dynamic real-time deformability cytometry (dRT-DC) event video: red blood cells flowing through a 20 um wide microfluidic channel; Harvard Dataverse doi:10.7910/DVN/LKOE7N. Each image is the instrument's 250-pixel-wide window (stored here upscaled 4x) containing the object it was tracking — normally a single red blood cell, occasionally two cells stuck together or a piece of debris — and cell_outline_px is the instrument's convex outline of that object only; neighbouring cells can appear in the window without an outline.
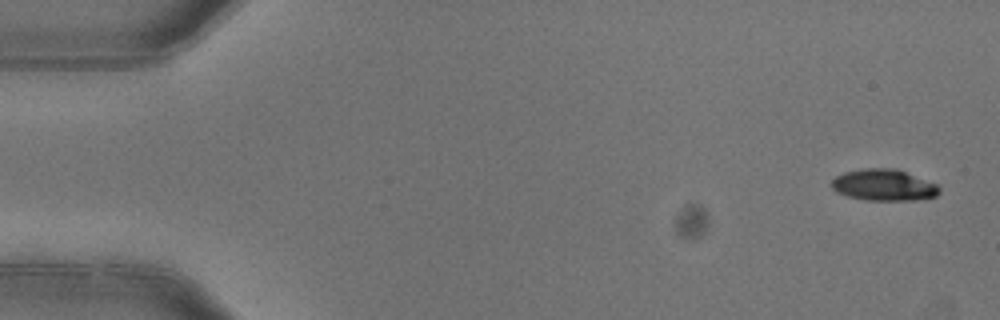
{"species": "common noctule bat (a hibernating species)", "species_latin": "Nyctalus noctula", "temperature_condition": "warm", "stored_images_in_passage": 6, "camera_frame_rate_fps": 3000, "um_per_image_px": 0.085, "animal": {"sex": "female"}, "frame": {"image": 1, "passage_image": 1, "time_ms": 0.0, "image_size_px": [1000, 320], "cell_outline_px": [[940, 192], [936, 196], [916, 200], [864, 200], [848, 196], [836, 192], [832, 188], [832, 180], [836, 176], [844, 172], [864, 168], [896, 168], [936, 184], [940, 188]], "centroid_in_image_um": [75.11, 15.73], "position_along_channel_um": 9.9, "area_um2": 19.71}}
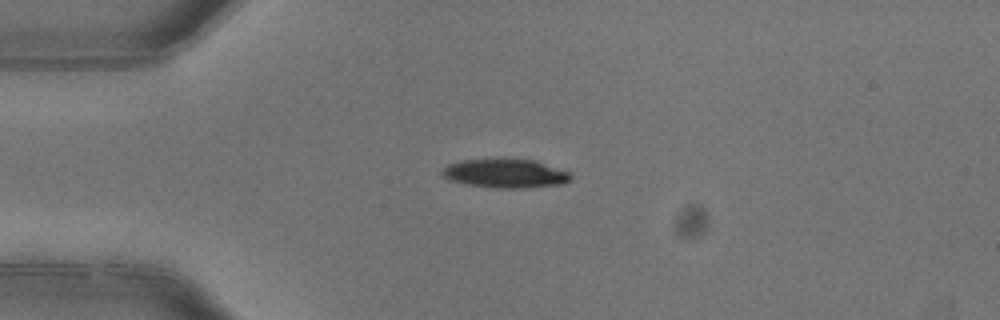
{"frame": {"image": 2, "passage_image": 4, "time_ms": 1.0, "image_size_px": [1000, 320], "cell_outline_px": [[572, 180], [564, 184], [524, 188], [496, 188], [468, 184], [448, 180], [440, 176], [440, 172], [448, 164], [464, 160], [536, 160], [568, 172], [572, 176]], "centroid_in_image_um": [42.96, 14.76], "position_along_channel_um": 42.0, "area_um2": 21.44}}